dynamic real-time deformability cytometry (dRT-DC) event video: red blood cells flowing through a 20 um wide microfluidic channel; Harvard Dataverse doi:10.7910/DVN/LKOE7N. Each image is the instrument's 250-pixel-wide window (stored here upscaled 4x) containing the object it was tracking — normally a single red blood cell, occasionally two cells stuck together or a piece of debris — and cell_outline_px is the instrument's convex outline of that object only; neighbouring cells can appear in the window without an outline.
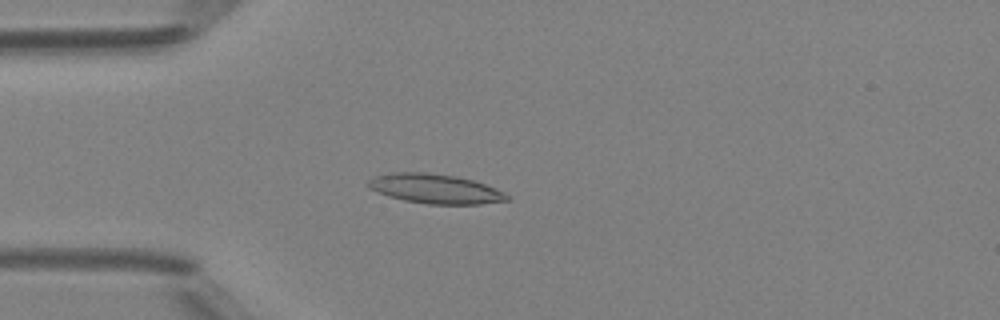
{"species": "Egyptian fruit bat (a non-hibernating species)", "species_latin": "Rousettus aegyptiacus", "temperature_condition": "room temperature", "stored_images_in_passage": 42, "camera_frame_rate_fps": 3000, "um_per_image_px": 0.085, "animal": {"sex": "female"}, "frame": {"image": 1, "passage_image": 7, "time_ms": 2.0, "image_size_px": [1000, 320], "cell_outline_px": [[512, 196], [508, 200], [480, 204], [428, 204], [404, 200], [388, 196], [368, 188], [364, 184], [368, 180], [376, 176], [388, 172], [428, 172], [456, 176], [472, 180], [496, 188]], "centroid_in_image_um": [36.96, 16.04], "position_along_channel_um": 48.0, "area_um2": 24.04}}
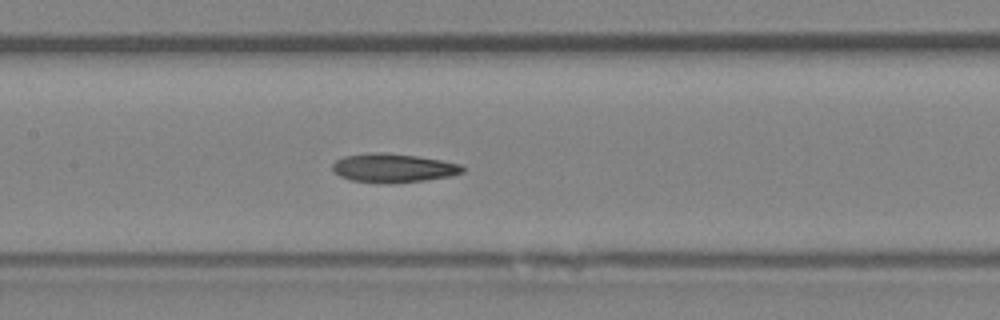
{"frame": {"image": 2, "passage_image": 17, "time_ms": 5.333, "image_size_px": [1000, 320], "cell_outline_px": [[464, 172], [452, 176], [424, 180], [352, 180], [340, 176], [332, 168], [332, 164], [336, 160], [344, 156], [372, 152], [380, 152], [416, 156], [464, 164]], "centroid_in_image_um": [33.48, 14.22], "position_along_channel_um": 173.9, "area_um2": 20.81}}
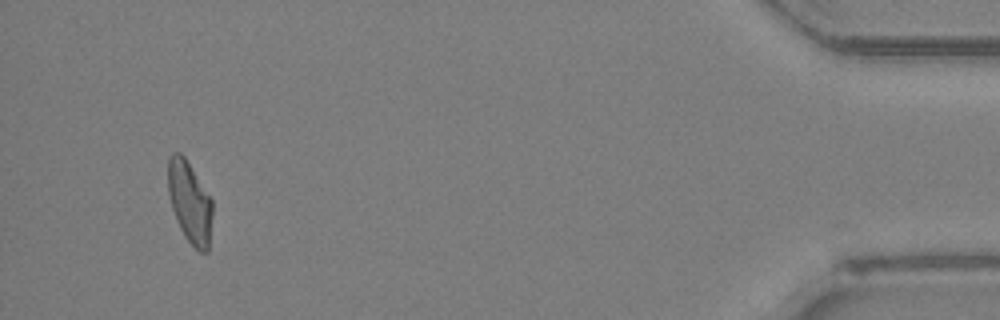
{"frame": {"image": 3, "passage_image": 40, "time_ms": 13.0, "image_size_px": [1000, 320], "cell_outline_px": [[212, 212], [208, 252], [200, 252], [184, 236], [176, 220], [168, 196], [168, 156], [172, 152], [180, 152], [184, 156], [212, 200]], "centroid_in_image_um": [16.1, 17.17], "position_along_channel_um": 419.1, "area_um2": 20.98}, "authors_computed_cell_mechanics": {"area_um2": 21.5016, "velocity_mm_per_s": 4.2039, "shape_relaxation_time_tau1_ms": null, "shape_relaxation_time_tau2_ms": 5.9108, "deformation_change_tau1": null, "deformation_change_tau2": 0.1506}}